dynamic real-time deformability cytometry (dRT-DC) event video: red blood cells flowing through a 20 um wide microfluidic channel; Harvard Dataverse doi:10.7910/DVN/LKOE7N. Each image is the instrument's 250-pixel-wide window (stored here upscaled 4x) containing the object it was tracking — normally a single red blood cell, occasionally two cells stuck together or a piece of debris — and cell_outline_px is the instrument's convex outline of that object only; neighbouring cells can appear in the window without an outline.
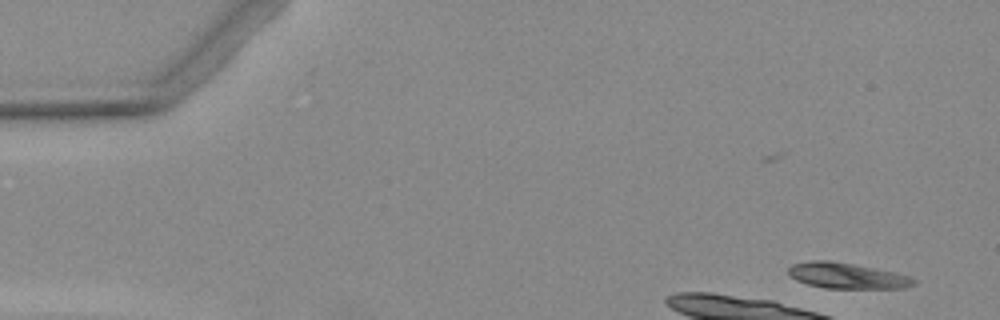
{"species": "Egyptian fruit bat (a non-hibernating species)", "species_latin": "Rousettus aegyptiacus", "temperature_condition": "warm", "stored_images_in_passage": 5, "camera_frame_rate_fps": 3000, "um_per_image_px": 0.085, "animal": {"sex": "female"}, "frame": {"image": 1, "passage_image": 1, "time_ms": 0.0, "image_size_px": [1000, 320], "cell_outline_px": [[916, 284], [904, 288], [824, 288], [808, 284], [796, 280], [788, 276], [788, 268], [792, 264], [812, 260], [828, 260], [852, 264], [892, 272], [908, 276], [916, 280]], "centroid_in_image_um": [71.94, 23.44], "position_along_channel_um": 13.1, "area_um2": 18.61}}
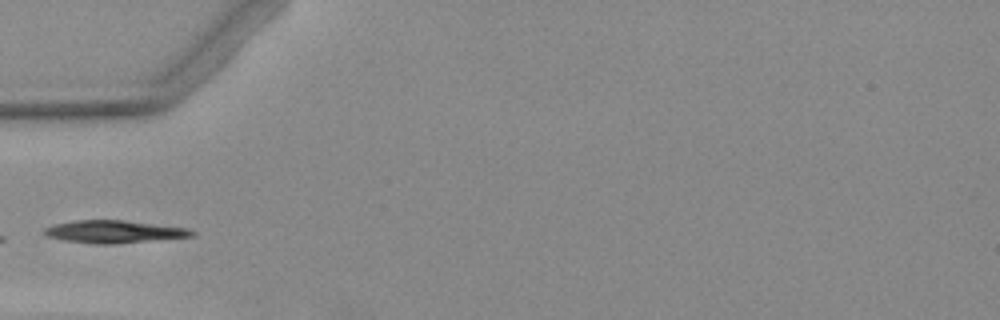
{"frame": {"image": 2, "passage_image": 5, "time_ms": 4.667, "image_size_px": [1000, 320], "cell_outline_px": [[196, 236], [116, 244], [92, 244], [64, 240], [48, 236], [44, 232], [44, 228], [56, 224], [76, 220], [124, 220], [188, 228], [196, 232]], "centroid_in_image_um": [9.75, 19.7], "position_along_channel_um": 75.3, "area_um2": 19.42}}